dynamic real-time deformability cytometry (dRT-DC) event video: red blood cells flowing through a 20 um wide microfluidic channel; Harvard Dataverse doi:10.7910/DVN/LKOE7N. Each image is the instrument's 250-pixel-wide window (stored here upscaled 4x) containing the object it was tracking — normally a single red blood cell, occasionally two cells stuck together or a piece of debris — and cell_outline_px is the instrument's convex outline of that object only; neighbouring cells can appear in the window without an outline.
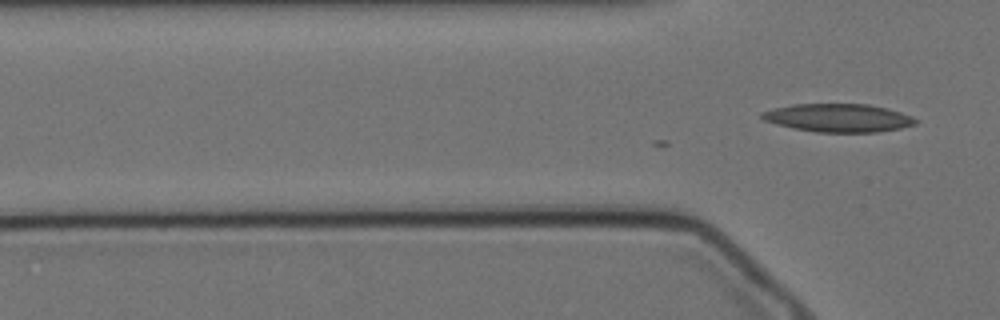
{"species": "Egyptian fruit bat (a non-hibernating species)", "species_latin": "Rousettus aegyptiacus", "temperature_condition": "cold", "stored_images_in_passage": 2, "camera_frame_rate_fps": 3000, "um_per_image_px": 0.085, "animal": {"sex": "female"}, "frame": {"image": 1, "passage_image": 2, "time_ms": 0.333, "image_size_px": [1000, 320], "cell_outline_px": [[916, 124], [900, 128], [876, 132], [816, 132], [792, 128], [776, 124], [764, 120], [760, 116], [760, 112], [792, 104], [868, 104], [888, 108], [912, 116], [916, 120]], "centroid_in_image_um": [71.24, 10.02], "position_along_channel_um": 54.6, "area_um2": 25.2}}